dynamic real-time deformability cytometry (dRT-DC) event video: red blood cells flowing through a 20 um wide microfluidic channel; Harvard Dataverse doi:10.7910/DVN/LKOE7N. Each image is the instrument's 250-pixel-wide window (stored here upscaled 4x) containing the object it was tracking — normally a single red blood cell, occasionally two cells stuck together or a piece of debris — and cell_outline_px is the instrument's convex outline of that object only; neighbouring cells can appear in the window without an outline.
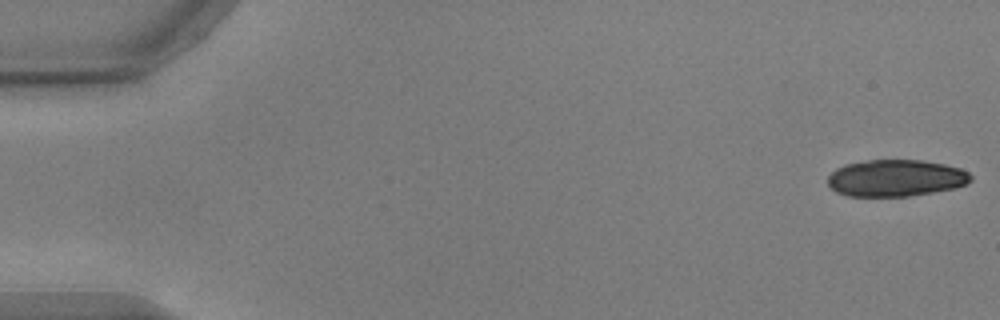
{"species": "common noctule bat (a hibernating species)", "species_latin": "Nyctalus noctula", "temperature_condition": "warm", "stored_images_in_passage": 53, "camera_frame_rate_fps": 3000, "um_per_image_px": 0.085, "animal": {"sex": "male", "body_mass_g": 17.9, "forearm_length_mm": 54.2}, "frame": {"image": 1, "passage_image": 1, "time_ms": 0.0, "image_size_px": [1000, 320], "cell_outline_px": [[972, 180], [968, 184], [956, 188], [908, 196], [848, 196], [836, 192], [828, 184], [828, 176], [836, 168], [844, 164], [868, 160], [924, 160], [944, 164], [960, 168], [968, 172], [972, 176]], "centroid_in_image_um": [76.16, 15.13], "position_along_channel_um": 8.8, "area_um2": 30.81}}
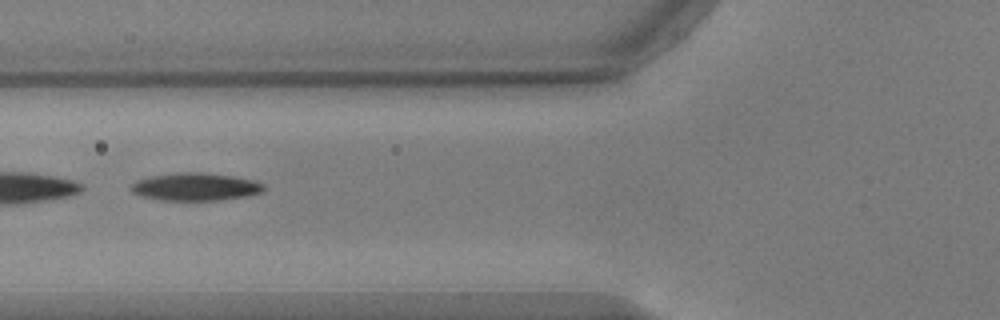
{"frame": {"image": 2, "passage_image": 21, "time_ms": 6.667, "image_size_px": [1000, 320], "cell_outline_px": [[264, 192], [248, 196], [220, 200], [160, 200], [140, 196], [132, 192], [128, 188], [128, 184], [136, 180], [148, 176], [176, 172], [200, 172], [232, 176], [252, 180], [264, 184]], "centroid_in_image_um": [16.54, 15.87], "position_along_channel_um": 109.3, "area_um2": 21.79}}
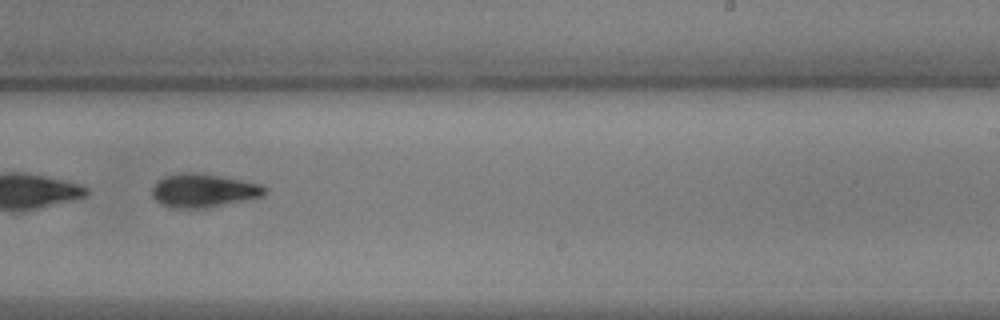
{"frame": {"image": 3, "passage_image": 34, "time_ms": 11.0, "image_size_px": [1000, 320], "cell_outline_px": [[268, 192], [264, 196], [208, 208], [172, 208], [160, 204], [152, 196], [152, 188], [164, 176], [188, 172], [216, 176], [240, 180], [260, 184], [268, 188]], "centroid_in_image_um": [17.31, 16.22], "position_along_channel_um": 271.7, "area_um2": 21.79}, "authors_computed_cell_mechanics": {"area_um2": 23.12, "velocity_mm_per_s": 3.752, "shape_relaxation_time_tau1_ms": 2.8631, "shape_relaxation_time_tau2_ms": null, "deformation_change_tau1": 0.1289, "deformation_change_tau2": null}}